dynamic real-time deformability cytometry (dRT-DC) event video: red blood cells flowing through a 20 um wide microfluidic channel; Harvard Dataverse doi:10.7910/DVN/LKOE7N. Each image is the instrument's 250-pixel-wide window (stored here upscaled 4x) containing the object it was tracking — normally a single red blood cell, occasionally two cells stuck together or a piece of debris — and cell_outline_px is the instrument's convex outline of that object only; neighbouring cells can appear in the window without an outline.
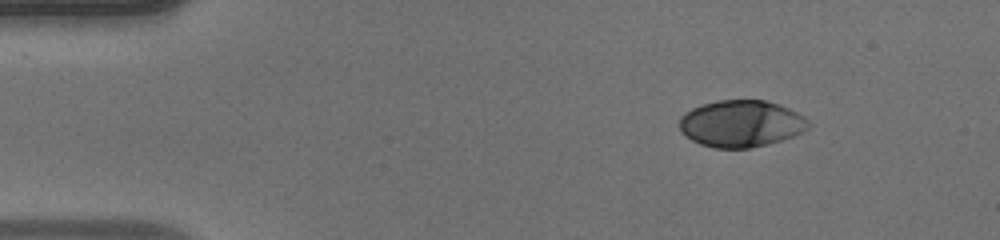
{"species": "human", "species_latin": "Homo sapiens", "temperature_condition": "warm", "stored_images_in_passage": 44, "camera_frame_rate_fps": 3000, "um_per_image_px": 0.085, "donor": {"sex": "male"}, "frame": {"image": 1, "passage_image": 1, "time_ms": 0.0, "image_size_px": [1000, 240], "cell_outline_px": [[808, 128], [804, 132], [768, 144], [748, 148], [716, 148], [700, 144], [692, 140], [680, 128], [680, 116], [684, 112], [692, 108], [716, 100], [764, 100], [788, 108], [804, 116], [808, 120]], "centroid_in_image_um": [62.99, 10.5], "position_along_channel_um": 22.0, "area_um2": 34.91}}
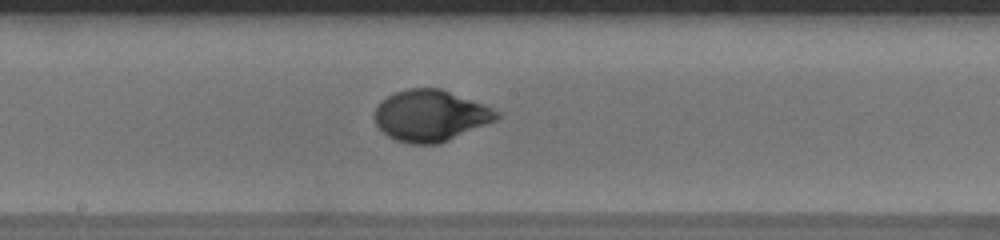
{"frame": {"image": 2, "passage_image": 21, "time_ms": 6.667, "image_size_px": [1000, 240], "cell_outline_px": [[500, 116], [496, 120], [440, 144], [408, 144], [396, 140], [388, 136], [376, 124], [372, 116], [376, 108], [388, 96], [396, 92], [408, 88], [440, 88], [484, 104], [500, 112]], "centroid_in_image_um": [36.59, 9.84], "position_along_channel_um": 211.6, "area_um2": 36.47}}
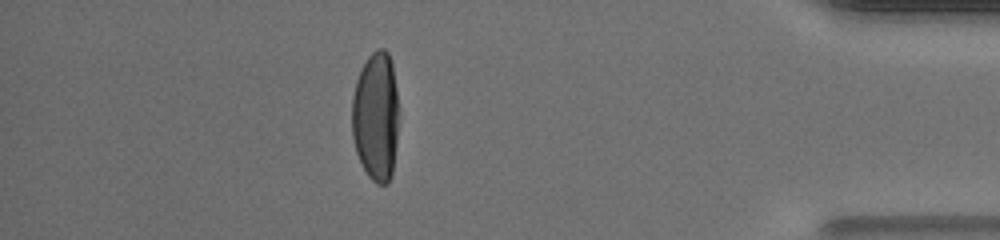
{"frame": {"image": 3, "passage_image": 38, "time_ms": 12.333, "image_size_px": [1000, 240], "cell_outline_px": [[396, 144], [392, 176], [388, 184], [376, 184], [368, 176], [356, 152], [352, 136], [352, 96], [356, 80], [368, 56], [376, 48], [384, 48], [388, 52], [392, 64], [396, 88]], "centroid_in_image_um": [31.93, 9.91], "position_along_channel_um": 403.3, "area_um2": 35.03}, "authors_computed_cell_mechanics": {"area_um2": 35.8071, "velocity_mm_per_s": 4.1335, "shape_relaxation_time_tau1_ms": 4.5525, "shape_relaxation_time_tau2_ms": null, "deformation_change_tau1": 0.2425, "deformation_change_tau2": null}}